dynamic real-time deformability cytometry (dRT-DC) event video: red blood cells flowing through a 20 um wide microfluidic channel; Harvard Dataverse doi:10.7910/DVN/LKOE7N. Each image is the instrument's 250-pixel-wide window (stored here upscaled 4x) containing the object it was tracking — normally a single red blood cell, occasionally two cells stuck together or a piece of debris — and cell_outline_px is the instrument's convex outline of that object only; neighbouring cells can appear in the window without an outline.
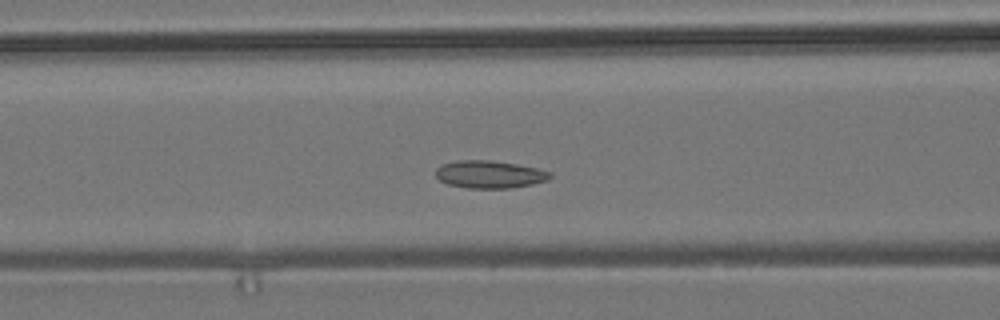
{"species": "common noctule bat (a hibernating species)", "species_latin": "Nyctalus noctula", "temperature_condition": "room temperature", "stored_images_in_passage": 25, "camera_frame_rate_fps": 3000, "um_per_image_px": 0.085, "animal": {"sex": "male", "body_mass_g": 19.2, "forearm_length_mm": 51.8}, "frame": {"image": 1, "passage_image": 17, "time_ms": 5.333, "image_size_px": [1000, 320], "cell_outline_px": [[552, 176], [548, 180], [532, 184], [512, 188], [468, 188], [448, 184], [440, 180], [436, 176], [436, 168], [440, 164], [456, 160], [488, 160], [516, 164], [536, 168], [552, 172]], "centroid_in_image_um": [41.6, 14.82], "position_along_channel_um": 125.0, "area_um2": 18.44}}
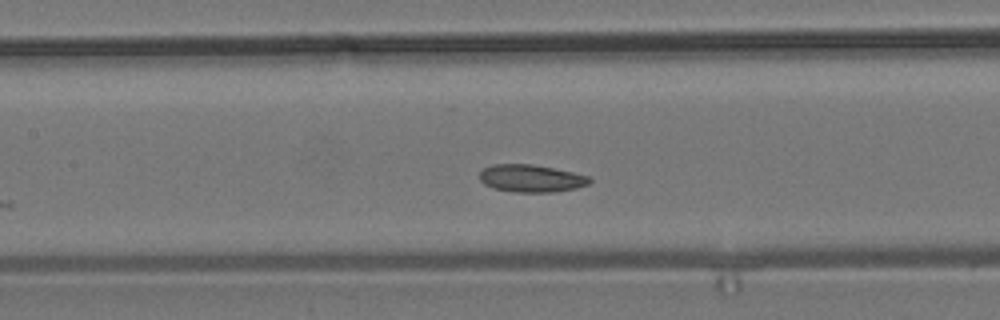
{"frame": {"image": 2, "passage_image": 20, "time_ms": 6.333, "image_size_px": [1000, 320], "cell_outline_px": [[592, 180], [588, 184], [576, 188], [552, 192], [516, 192], [492, 188], [484, 184], [480, 180], [480, 172], [484, 168], [492, 164], [532, 164], [572, 172], [588, 176]], "centroid_in_image_um": [45.12, 15.16], "position_along_channel_um": 162.3, "area_um2": 17.51}}